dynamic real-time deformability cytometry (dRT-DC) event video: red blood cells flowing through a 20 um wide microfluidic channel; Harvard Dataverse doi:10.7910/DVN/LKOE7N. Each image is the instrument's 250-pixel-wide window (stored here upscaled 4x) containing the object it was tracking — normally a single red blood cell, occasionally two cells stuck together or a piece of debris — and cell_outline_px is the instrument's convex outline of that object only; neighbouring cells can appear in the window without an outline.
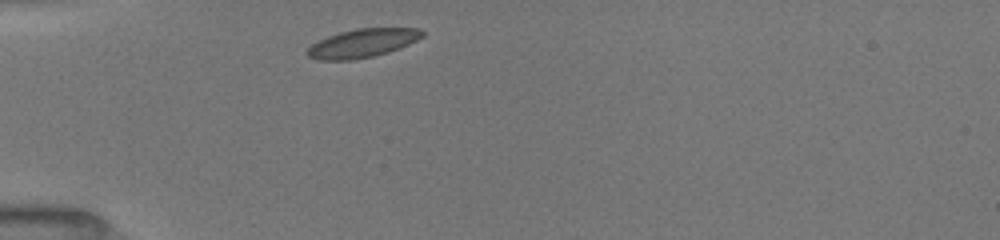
{"species": "common noctule bat (a hibernating species)", "species_latin": "Nyctalus noctula", "temperature_condition": "room temperature", "stored_images_in_passage": 11, "camera_frame_rate_fps": 3000, "um_per_image_px": 0.085, "animal": {"sex": "female", "body_mass_g": 19.5, "forearm_length_mm": 54.1}, "frame": {"image": 1, "passage_image": 1, "time_ms": 0.0, "image_size_px": [1000, 240], "cell_outline_px": [[424, 36], [408, 44], [388, 52], [372, 56], [352, 60], [320, 60], [308, 56], [304, 52], [312, 44], [328, 36], [340, 32], [356, 28], [420, 28], [424, 32]], "centroid_in_image_um": [30.8, 3.66], "position_along_channel_um": 54.2, "area_um2": 19.02}}
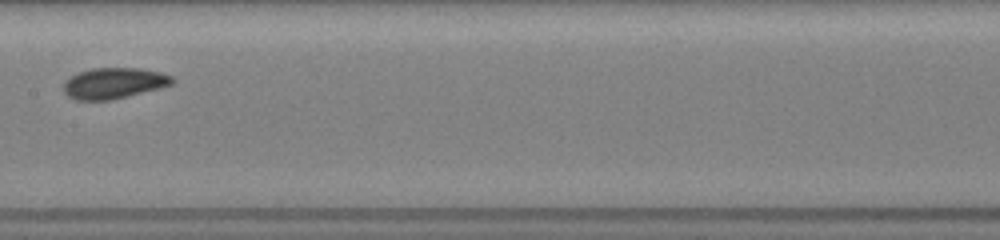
{"frame": {"image": 2, "passage_image": 6, "time_ms": 4.0, "image_size_px": [1000, 240], "cell_outline_px": [[176, 80], [172, 84], [160, 88], [108, 100], [76, 100], [68, 96], [64, 92], [64, 84], [72, 76], [80, 72], [92, 68], [140, 68], [160, 72], [172, 76]], "centroid_in_image_um": [9.71, 7.06], "position_along_channel_um": 197.7, "area_um2": 19.31}}
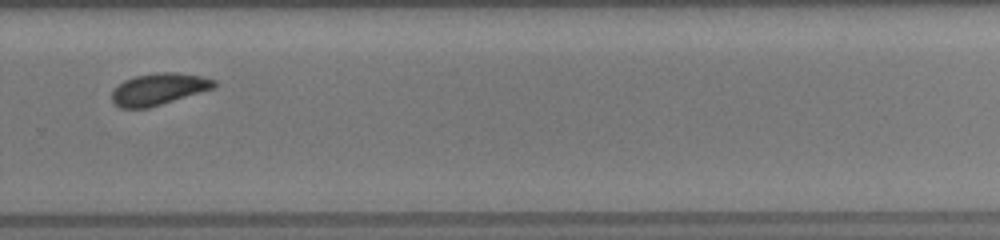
{"frame": {"image": 3, "passage_image": 10, "time_ms": 7.0, "image_size_px": [1000, 240], "cell_outline_px": [[216, 88], [148, 108], [120, 108], [112, 100], [112, 92], [124, 80], [136, 76], [156, 72], [176, 72], [200, 76], [216, 80]], "centroid_in_image_um": [13.52, 7.57], "position_along_channel_um": 316.3, "area_um2": 18.84}}